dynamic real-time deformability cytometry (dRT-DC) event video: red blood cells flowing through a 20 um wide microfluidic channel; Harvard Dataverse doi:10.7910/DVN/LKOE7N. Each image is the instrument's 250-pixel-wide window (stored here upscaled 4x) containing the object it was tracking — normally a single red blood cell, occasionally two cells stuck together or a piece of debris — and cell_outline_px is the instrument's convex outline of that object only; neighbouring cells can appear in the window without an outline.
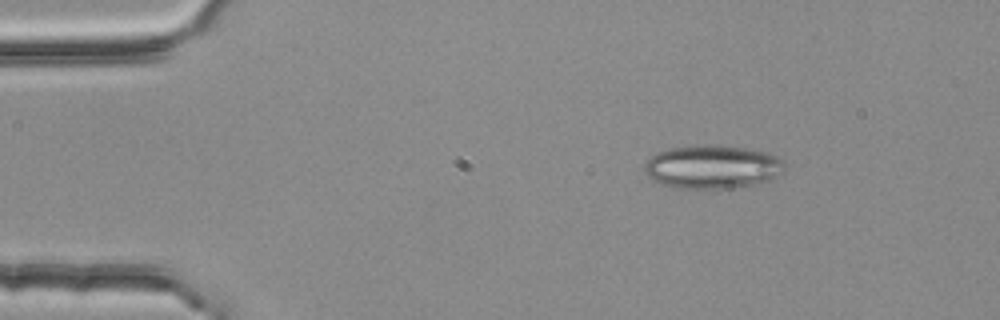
{"species": "common noctule bat (a hibernating species)", "species_latin": "Nyctalus noctula", "temperature_condition": "room temperature", "stored_images_in_passage": 4, "camera_frame_rate_fps": 3000, "um_per_image_px": 0.085, "animal": {"sex": "female", "body_mass_g": 25.1}, "frame": {"image": 1, "passage_image": 1, "time_ms": 0.0, "image_size_px": [1000, 320], "cell_outline_px": [[784, 168], [780, 172], [768, 180], [752, 184], [732, 188], [676, 188], [660, 184], [652, 180], [644, 172], [644, 164], [656, 152], [672, 148], [704, 144], [712, 144], [744, 148], [760, 152], [772, 156], [780, 160], [784, 164]], "centroid_in_image_um": [60.44, 14.19], "position_along_channel_um": 24.6, "area_um2": 34.97}}